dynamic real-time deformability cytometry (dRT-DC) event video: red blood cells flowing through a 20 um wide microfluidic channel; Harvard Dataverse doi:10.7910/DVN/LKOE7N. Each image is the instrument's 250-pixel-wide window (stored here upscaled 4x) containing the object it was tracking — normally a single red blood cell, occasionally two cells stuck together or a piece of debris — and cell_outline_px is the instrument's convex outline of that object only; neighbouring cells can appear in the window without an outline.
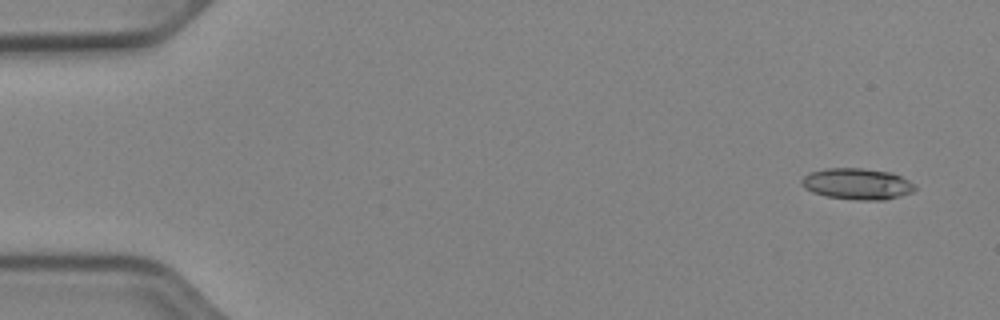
{"species": "Egyptian fruit bat (a non-hibernating species)", "species_latin": "Rousettus aegyptiacus", "temperature_condition": "cold", "stored_images_in_passage": 11, "camera_frame_rate_fps": 3000, "um_per_image_px": 0.085, "animal": {"sex": "female"}, "frame": {"image": 1, "passage_image": 1, "time_ms": 0.0, "image_size_px": [1000, 320], "cell_outline_px": [[916, 188], [912, 192], [900, 196], [884, 200], [860, 200], [824, 196], [812, 192], [804, 188], [800, 184], [800, 180], [804, 176], [812, 172], [828, 168], [864, 168], [892, 172], [916, 184]], "centroid_in_image_um": [72.86, 15.63], "position_along_channel_um": 12.1, "area_um2": 20.75}}